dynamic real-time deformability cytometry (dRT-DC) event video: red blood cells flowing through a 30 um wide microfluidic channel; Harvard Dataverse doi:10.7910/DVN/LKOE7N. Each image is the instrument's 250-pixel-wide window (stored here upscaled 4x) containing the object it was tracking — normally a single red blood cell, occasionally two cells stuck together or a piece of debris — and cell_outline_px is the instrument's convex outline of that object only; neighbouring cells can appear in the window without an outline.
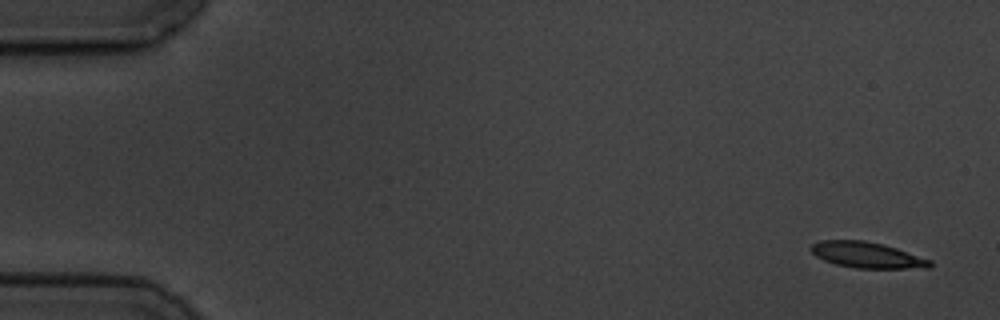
{"species": "common noctule bat (a hibernating species)", "species_latin": "Nyctalus noctula", "temperature_condition": "cold", "stored_images_in_passage": 5, "camera_frame_rate_fps": 3000, "um_per_image_px": 0.085, "animal": {"sex": "male", "body_mass_g": 19.5, "forearm_length_mm": 54.6}, "frame": {"image": 1, "passage_image": 1, "time_ms": 0.0, "image_size_px": [1000, 320], "cell_outline_px": [[932, 268], [856, 268], [836, 264], [824, 260], [816, 256], [808, 248], [812, 244], [820, 240], [864, 240], [896, 248], [932, 260]], "centroid_in_image_um": [73.69, 21.67], "position_along_channel_um": 11.3, "area_um2": 17.92}}
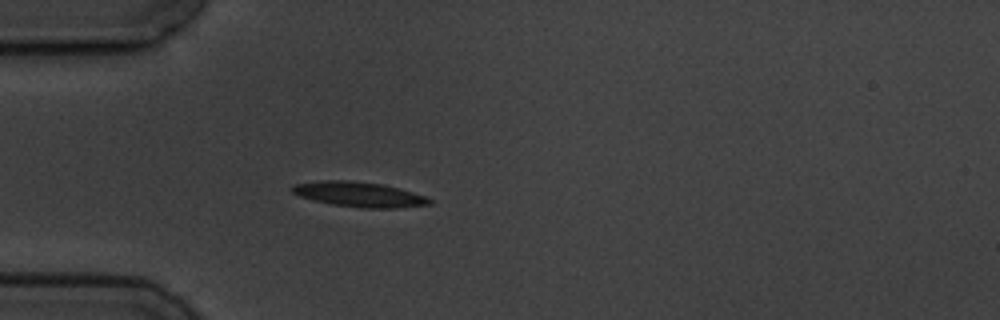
{"frame": {"image": 2, "passage_image": 5, "time_ms": 4.667, "image_size_px": [1000, 320], "cell_outline_px": [[432, 204], [396, 208], [364, 208], [332, 204], [300, 196], [292, 192], [292, 188], [296, 184], [328, 180], [348, 180], [384, 184], [412, 192], [424, 196], [432, 200]], "centroid_in_image_um": [30.58, 16.52], "position_along_channel_um": 54.4, "area_um2": 19.65}}